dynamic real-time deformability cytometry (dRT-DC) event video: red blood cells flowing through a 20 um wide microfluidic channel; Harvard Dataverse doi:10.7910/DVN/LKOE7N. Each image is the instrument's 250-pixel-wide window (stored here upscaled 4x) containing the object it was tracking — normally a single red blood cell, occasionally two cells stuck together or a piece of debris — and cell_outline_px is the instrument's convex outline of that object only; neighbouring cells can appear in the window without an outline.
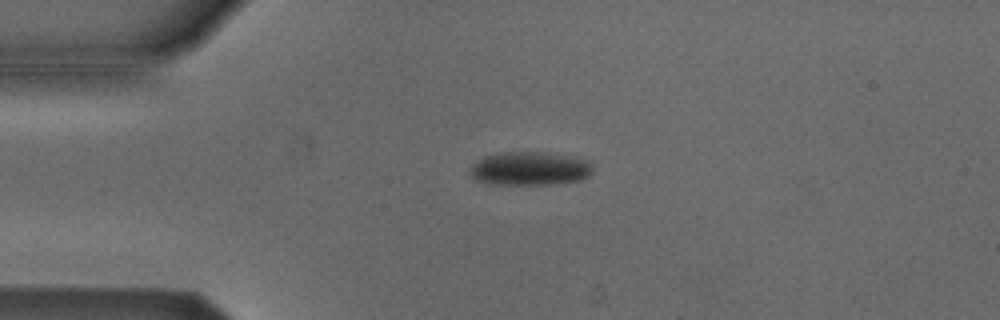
{"species": "Egyptian fruit bat (a non-hibernating species)", "species_latin": "Rousettus aegyptiacus", "temperature_condition": "cold", "stored_images_in_passage": 30, "camera_frame_rate_fps": 3000, "um_per_image_px": 0.085, "animal": {"sex": "male"}, "frame": {"image": 1, "passage_image": 1, "time_ms": 0.0, "image_size_px": [1000, 320], "cell_outline_px": [[592, 172], [588, 176], [580, 180], [556, 184], [488, 184], [476, 180], [468, 172], [468, 168], [476, 160], [484, 156], [504, 152], [548, 152], [576, 156], [592, 160]], "centroid_in_image_um": [45.06, 14.31], "position_along_channel_um": 39.9, "area_um2": 24.62}}
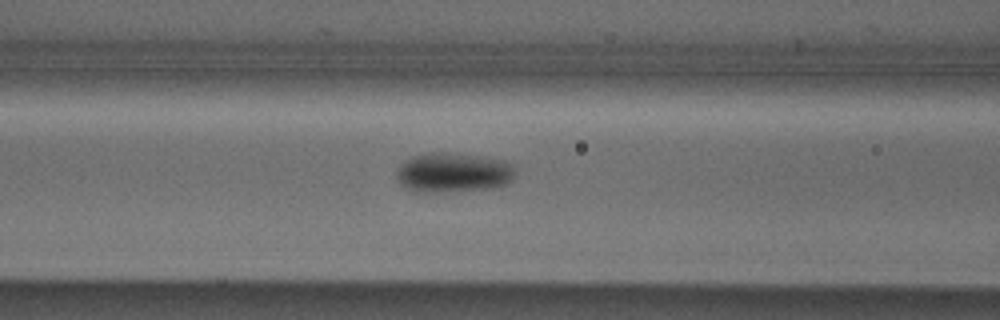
{"frame": {"image": 2, "passage_image": 10, "time_ms": 3.0, "image_size_px": [1000, 320], "cell_outline_px": [[512, 180], [508, 184], [492, 188], [444, 192], [412, 192], [404, 188], [396, 180], [396, 168], [404, 160], [412, 156], [432, 152], [452, 152], [504, 160], [512, 164]], "centroid_in_image_um": [38.44, 14.67], "position_along_channel_um": 128.2, "area_um2": 27.86}}
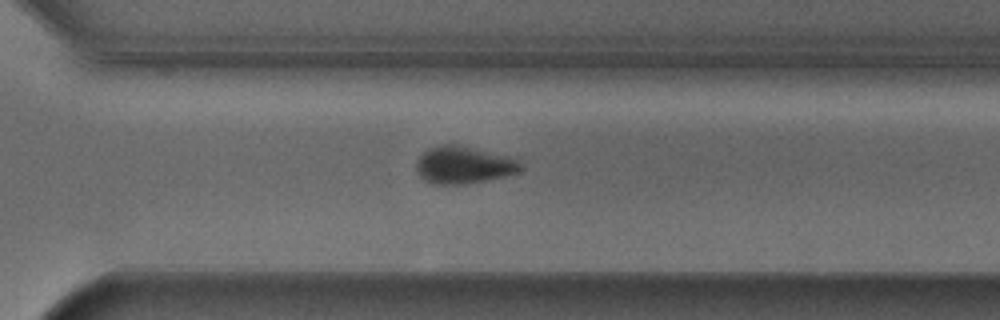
{"frame": {"image": 3, "passage_image": 26, "time_ms": 8.333, "image_size_px": [1000, 320], "cell_outline_px": [[520, 172], [504, 176], [468, 184], [432, 184], [424, 180], [416, 172], [416, 160], [428, 148], [440, 144], [460, 144], [512, 156], [520, 160]], "centroid_in_image_um": [39.41, 14.0], "position_along_channel_um": 331.2, "area_um2": 23.18}}